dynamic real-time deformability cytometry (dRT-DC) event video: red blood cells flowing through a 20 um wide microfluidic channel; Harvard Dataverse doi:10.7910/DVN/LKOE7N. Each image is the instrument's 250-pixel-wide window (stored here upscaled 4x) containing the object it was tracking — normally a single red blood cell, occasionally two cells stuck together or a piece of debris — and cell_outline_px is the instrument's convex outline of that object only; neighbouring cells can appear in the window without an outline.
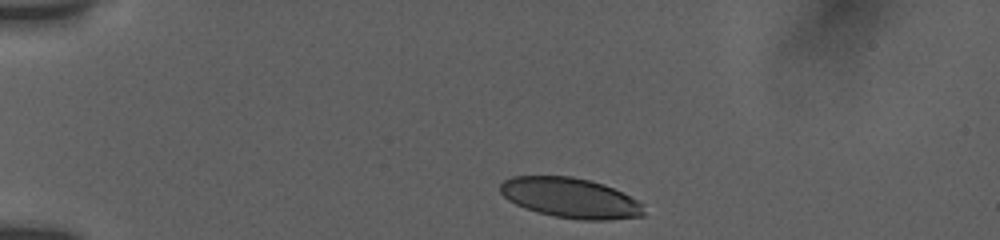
{"species": "human", "species_latin": "Homo sapiens", "temperature_condition": "room temperature", "stored_images_in_passage": 3, "camera_frame_rate_fps": 3000, "um_per_image_px": 0.085, "donor": {"sex": "female"}, "frame": {"image": 1, "passage_image": 1, "time_ms": 0.0, "image_size_px": [1000, 240], "cell_outline_px": [[644, 216], [608, 220], [584, 220], [556, 216], [536, 212], [524, 208], [508, 200], [500, 192], [500, 184], [504, 180], [512, 176], [572, 176], [604, 184], [644, 204]], "centroid_in_image_um": [48.47, 16.82], "position_along_channel_um": 36.5, "area_um2": 33.47}}